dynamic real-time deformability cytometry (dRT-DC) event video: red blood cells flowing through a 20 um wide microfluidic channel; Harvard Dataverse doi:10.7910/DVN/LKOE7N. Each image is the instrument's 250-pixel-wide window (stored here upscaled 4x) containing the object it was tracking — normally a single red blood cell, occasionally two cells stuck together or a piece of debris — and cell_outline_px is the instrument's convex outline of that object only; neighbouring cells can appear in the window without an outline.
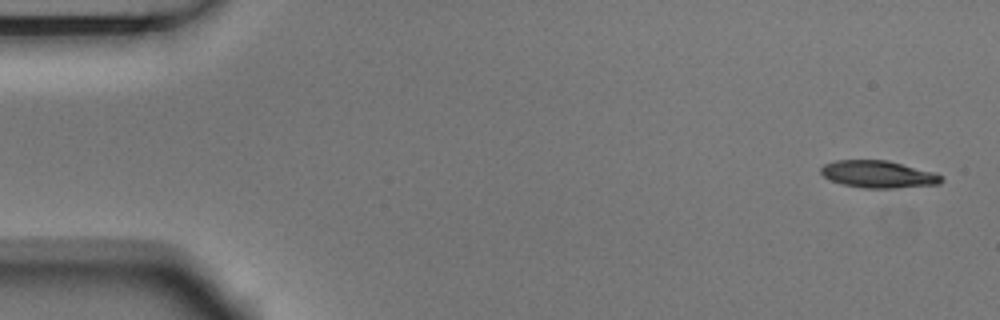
{"species": "Egyptian fruit bat (a non-hibernating species)", "species_latin": "Rousettus aegyptiacus", "temperature_condition": "room temperature", "stored_images_in_passage": 4, "camera_frame_rate_fps": 3000, "um_per_image_px": 0.085, "animal": {"sex": "male"}, "frame": {"image": 1, "passage_image": 1, "time_ms": 0.0, "image_size_px": [1000, 320], "cell_outline_px": [[944, 180], [940, 184], [896, 188], [864, 188], [844, 184], [832, 180], [824, 176], [820, 172], [820, 168], [824, 164], [836, 160], [888, 160], [936, 172]], "centroid_in_image_um": [74.69, 14.8], "position_along_channel_um": 10.3, "area_um2": 19.13}}